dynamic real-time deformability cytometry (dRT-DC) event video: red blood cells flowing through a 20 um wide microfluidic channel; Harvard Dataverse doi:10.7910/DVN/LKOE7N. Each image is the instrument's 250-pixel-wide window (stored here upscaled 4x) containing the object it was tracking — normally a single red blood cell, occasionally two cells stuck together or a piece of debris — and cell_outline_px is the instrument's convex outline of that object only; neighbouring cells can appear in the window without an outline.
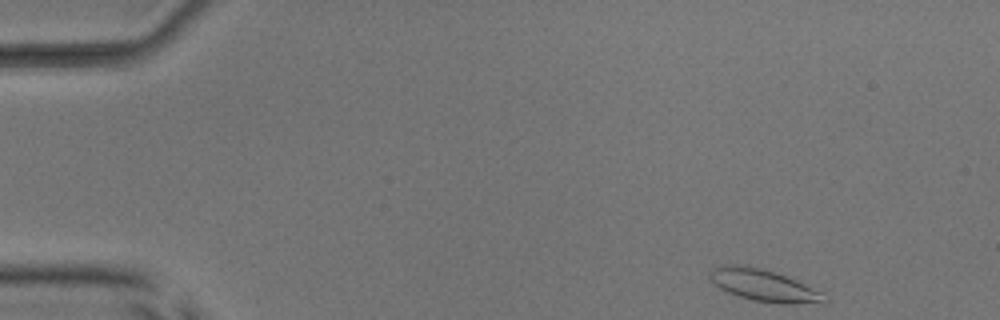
{"species": "common noctule bat (a hibernating species)", "species_latin": "Nyctalus noctula", "temperature_condition": "room temperature", "stored_images_in_passage": 41, "camera_frame_rate_fps": 3000, "um_per_image_px": 0.085, "animal": {"sex": "male", "body_mass_g": 17.9, "forearm_length_mm": 54.2}, "frame": {"image": 1, "passage_image": 1, "time_ms": 0.0, "image_size_px": [1000, 320], "cell_outline_px": [[832, 300], [828, 304], [780, 304], [756, 300], [736, 296], [720, 288], [708, 276], [708, 272], [720, 264], [748, 264], [764, 268], [796, 280], [824, 292]], "centroid_in_image_um": [65.02, 24.26], "position_along_channel_um": 20.0, "area_um2": 22.08}}
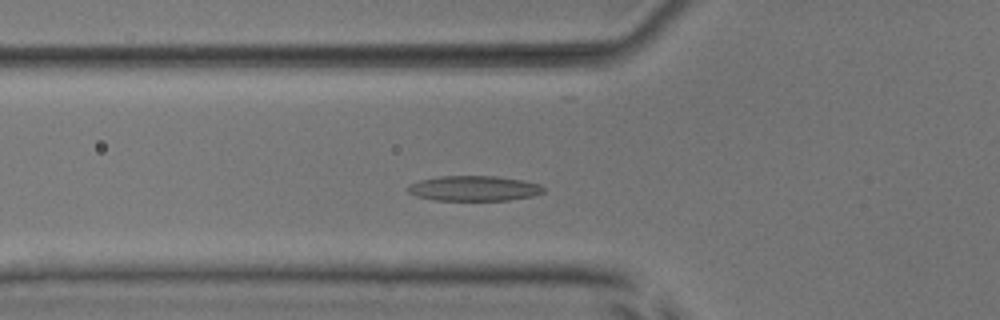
{"frame": {"image": 2, "passage_image": 14, "time_ms": 4.333, "image_size_px": [1000, 320], "cell_outline_px": [[544, 192], [532, 196], [508, 200], [436, 200], [416, 196], [408, 192], [408, 188], [412, 184], [420, 180], [440, 176], [496, 176], [524, 180], [540, 184], [544, 188]], "centroid_in_image_um": [40.33, 16.01], "position_along_channel_um": 85.5, "area_um2": 19.77}}
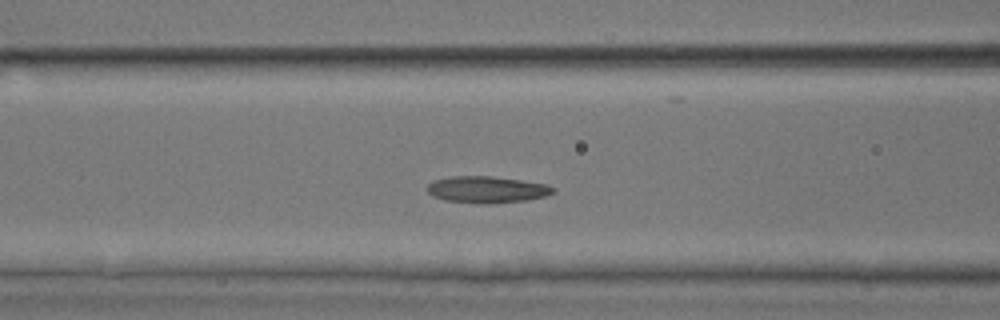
{"frame": {"image": 3, "passage_image": 17, "time_ms": 5.333, "image_size_px": [1000, 320], "cell_outline_px": [[556, 192], [544, 196], [528, 200], [492, 204], [476, 204], [444, 200], [432, 196], [424, 188], [428, 184], [436, 180], [452, 176], [492, 176], [520, 180], [544, 184], [556, 188]], "centroid_in_image_um": [41.36, 16.13], "position_along_channel_um": 125.2, "area_um2": 19.77}}